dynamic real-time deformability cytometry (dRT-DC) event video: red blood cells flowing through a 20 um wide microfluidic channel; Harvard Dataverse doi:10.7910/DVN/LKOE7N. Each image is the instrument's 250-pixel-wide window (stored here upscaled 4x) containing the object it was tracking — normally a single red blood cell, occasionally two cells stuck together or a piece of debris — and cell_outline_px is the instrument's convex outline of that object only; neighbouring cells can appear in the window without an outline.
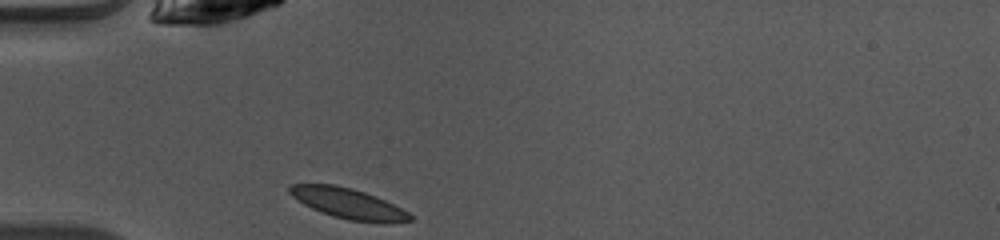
{"species": "common noctule bat (a hibernating species)", "species_latin": "Nyctalus noctula", "temperature_condition": "warm", "stored_images_in_passage": 36, "camera_frame_rate_fps": 3000, "um_per_image_px": 0.085, "animal": {"sex": "female", "body_mass_g": 10.0, "forearm_length_mm": 53.1}, "frame": {"image": 1, "passage_image": 1, "time_ms": 0.0, "image_size_px": [1000, 240], "cell_outline_px": [[412, 220], [384, 224], [380, 224], [348, 220], [332, 216], [312, 208], [304, 204], [292, 196], [288, 192], [288, 188], [292, 184], [336, 184], [352, 188], [376, 196], [408, 212], [412, 216]], "centroid_in_image_um": [29.6, 17.31], "position_along_channel_um": 55.4, "area_um2": 21.39}}
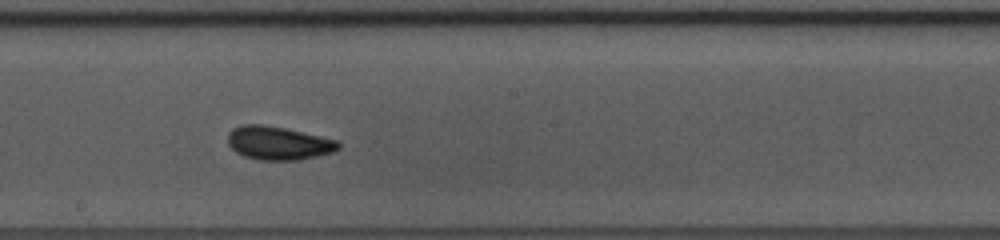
{"frame": {"image": 2, "passage_image": 14, "time_ms": 4.333, "image_size_px": [1000, 240], "cell_outline_px": [[340, 148], [332, 152], [300, 160], [256, 160], [244, 156], [236, 152], [228, 144], [228, 132], [232, 128], [244, 124], [260, 124], [284, 128], [340, 140]], "centroid_in_image_um": [23.66, 12.16], "position_along_channel_um": 224.5, "area_um2": 21.68}}
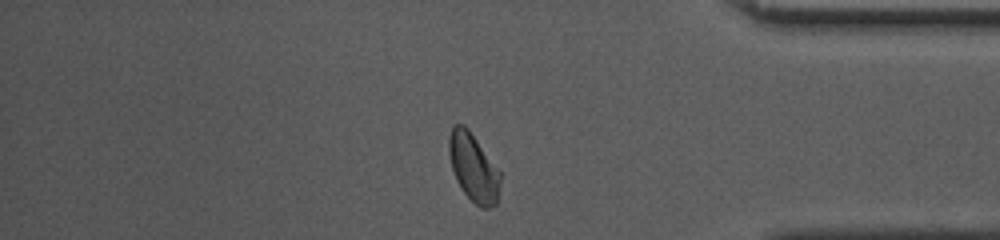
{"frame": {"image": 3, "passage_image": 28, "time_ms": 9.0, "image_size_px": [1000, 240], "cell_outline_px": [[500, 180], [496, 204], [492, 208], [480, 208], [464, 192], [456, 180], [452, 168], [448, 152], [448, 136], [452, 128], [456, 124], [464, 124], [468, 128], [500, 172]], "centroid_in_image_um": [40.22, 14.24], "position_along_channel_um": 395.0, "area_um2": 20.11}, "authors_computed_cell_mechanics": {"area_um2": 20.7502, "velocity_mm_per_s": 4.0696, "shape_relaxation_time_tau1_ms": 2.7787, "shape_relaxation_time_tau2_ms": 1.9396, "deformation_change_tau1": 0.0998, "deformation_change_tau2": 0.0492}}